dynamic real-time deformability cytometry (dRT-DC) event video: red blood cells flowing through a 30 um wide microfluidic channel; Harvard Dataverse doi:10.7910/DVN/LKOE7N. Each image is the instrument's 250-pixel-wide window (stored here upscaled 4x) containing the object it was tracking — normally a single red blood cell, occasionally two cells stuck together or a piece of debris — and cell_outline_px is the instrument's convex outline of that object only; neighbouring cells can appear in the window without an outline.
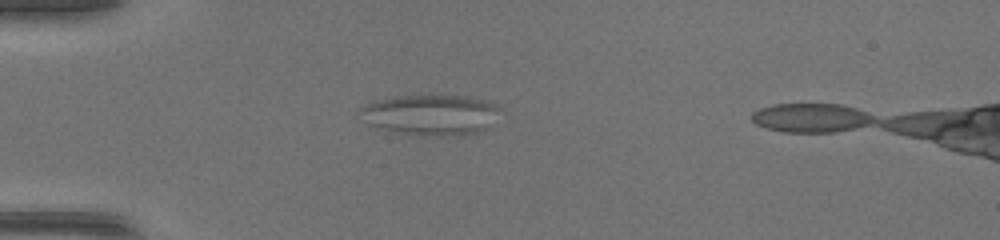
{"species": "common noctule bat (a hibernating species)", "species_latin": "Nyctalus noctula", "temperature_condition": "warm", "stored_images_in_passage": 44, "camera_frame_rate_fps": 3000, "um_per_image_px": 0.085, "animal": {"sex": "female", "body_mass_g": 17.0, "forearm_length_mm": 48.0}, "frame": {"image": 1, "passage_image": 11, "time_ms": 3.333, "image_size_px": [1000, 240], "cell_outline_px": [[492, 108], [476, 128], [472, 132], [440, 136], [404, 132], [372, 124], [360, 108], [368, 104], [380, 100], [396, 96], [464, 96], [480, 100], [488, 104]], "centroid_in_image_um": [36.39, 9.71], "position_along_channel_um": 48.6, "area_um2": 29.13}}
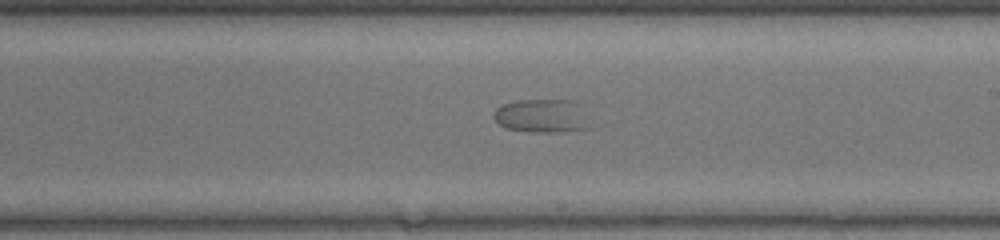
{"frame": {"image": 2, "passage_image": 26, "time_ms": 8.333, "image_size_px": [1000, 240], "cell_outline_px": [[584, 128], [564, 132], [540, 132], [508, 128], [500, 124], [496, 120], [496, 108], [504, 104], [516, 100], [572, 100], [576, 104]], "centroid_in_image_um": [45.92, 9.84], "position_along_channel_um": 243.1, "area_um2": 17.46}}
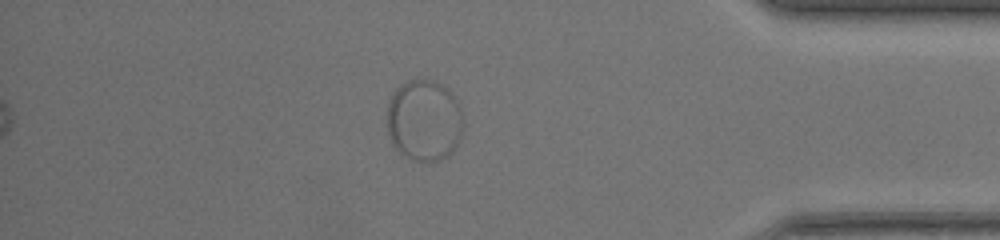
{"frame": {"image": 3, "passage_image": 39, "time_ms": 12.667, "image_size_px": [1000, 240], "cell_outline_px": [[460, 132], [456, 144], [452, 152], [448, 156], [440, 160], [416, 160], [400, 152], [392, 144], [388, 132], [388, 104], [396, 88], [400, 84], [408, 80], [432, 80], [448, 88], [460, 108]], "centroid_in_image_um": [36.02, 10.21], "position_along_channel_um": 399.2, "area_um2": 35.32}}